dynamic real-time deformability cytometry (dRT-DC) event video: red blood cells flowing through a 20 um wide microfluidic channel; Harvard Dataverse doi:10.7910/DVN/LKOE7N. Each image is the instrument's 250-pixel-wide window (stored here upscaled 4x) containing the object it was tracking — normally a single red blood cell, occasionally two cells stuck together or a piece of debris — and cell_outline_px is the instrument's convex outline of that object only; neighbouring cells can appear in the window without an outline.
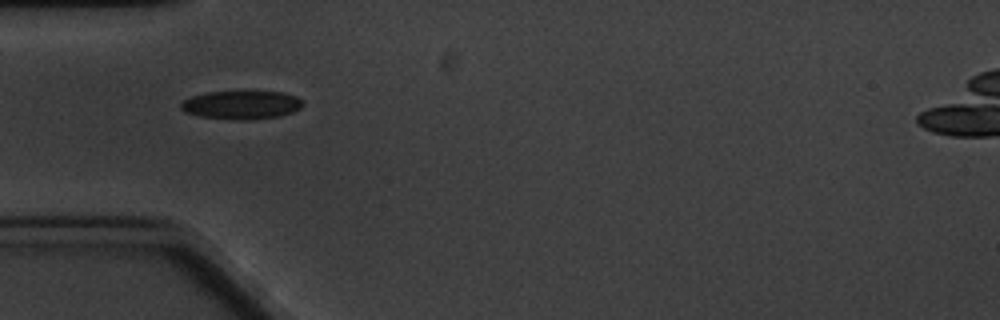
{"species": "common noctule bat (a hibernating species)", "species_latin": "Nyctalus noctula", "temperature_condition": "cold", "stored_images_in_passage": 2, "camera_frame_rate_fps": 3000, "um_per_image_px": 0.085, "animal": {"sex": "male", "body_mass_g": 20.1, "forearm_length_mm": 53.5}, "frame": {"image": 1, "passage_image": 1, "time_ms": 0.0, "image_size_px": [1000, 320], "cell_outline_px": [[304, 104], [300, 108], [292, 112], [280, 116], [252, 120], [236, 120], [200, 116], [184, 112], [180, 108], [180, 104], [184, 100], [192, 96], [204, 92], [244, 88], [284, 92], [296, 96], [304, 100]], "centroid_in_image_um": [20.55, 8.86], "position_along_channel_um": 64.4, "area_um2": 21.5}}